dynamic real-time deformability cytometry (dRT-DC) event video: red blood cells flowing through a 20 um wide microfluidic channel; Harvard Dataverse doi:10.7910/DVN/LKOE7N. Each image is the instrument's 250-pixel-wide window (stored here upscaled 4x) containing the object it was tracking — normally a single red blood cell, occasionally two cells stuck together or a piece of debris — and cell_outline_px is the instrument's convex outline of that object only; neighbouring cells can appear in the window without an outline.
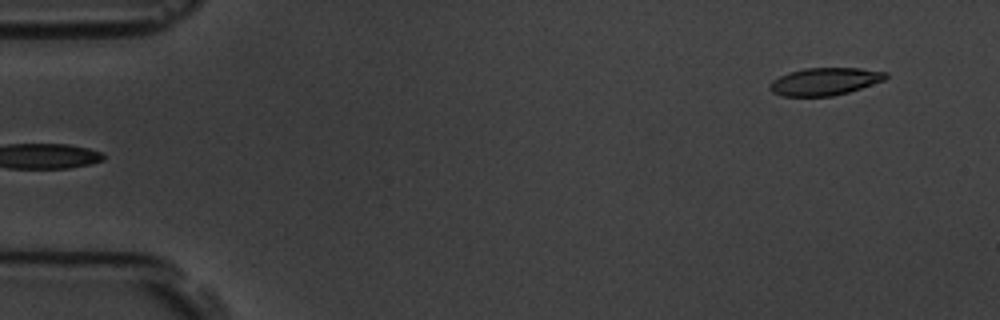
{"species": "common noctule bat (a hibernating species)", "species_latin": "Nyctalus noctula", "temperature_condition": "room temperature", "stored_images_in_passage": 5, "segment_of_instrument_passage": [2, 2], "camera_frame_rate_fps": 3000, "um_per_image_px": 0.085, "animal": {"sex": "male", "body_mass_g": 19.5, "forearm_length_mm": 54.6}, "frame": {"image": 1, "passage_image": 5, "time_ms": 5.667, "image_size_px": [1000, 320], "cell_outline_px": [[888, 76], [884, 80], [848, 92], [832, 96], [780, 96], [772, 92], [768, 88], [768, 84], [772, 80], [788, 72], [804, 68], [860, 68], [888, 72]], "centroid_in_image_um": [70.07, 6.92], "position_along_channel_um": 14.9, "area_um2": 18.67}}